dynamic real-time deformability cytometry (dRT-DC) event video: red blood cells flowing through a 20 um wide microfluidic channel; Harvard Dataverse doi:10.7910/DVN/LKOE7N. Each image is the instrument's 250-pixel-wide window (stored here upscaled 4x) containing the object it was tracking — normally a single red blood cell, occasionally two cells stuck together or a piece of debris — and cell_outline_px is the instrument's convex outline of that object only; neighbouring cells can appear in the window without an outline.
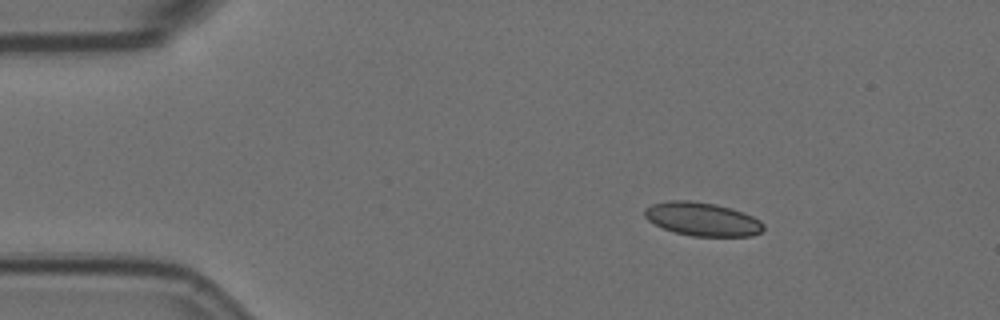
{"species": "Egyptian fruit bat (a non-hibernating species)", "species_latin": "Rousettus aegyptiacus", "temperature_condition": "room temperature", "stored_images_in_passage": 3, "camera_frame_rate_fps": 3000, "um_per_image_px": 0.085, "animal": {"sex": "female"}, "frame": {"image": 1, "passage_image": 1, "time_ms": 0.0, "image_size_px": [1000, 320], "cell_outline_px": [[764, 228], [760, 232], [752, 236], [692, 236], [676, 232], [664, 228], [648, 220], [644, 216], [644, 208], [652, 204], [668, 200], [692, 200], [716, 204], [732, 208], [744, 212], [760, 220], [764, 224]], "centroid_in_image_um": [59.7, 18.61], "position_along_channel_um": 25.3, "area_um2": 23.29}}